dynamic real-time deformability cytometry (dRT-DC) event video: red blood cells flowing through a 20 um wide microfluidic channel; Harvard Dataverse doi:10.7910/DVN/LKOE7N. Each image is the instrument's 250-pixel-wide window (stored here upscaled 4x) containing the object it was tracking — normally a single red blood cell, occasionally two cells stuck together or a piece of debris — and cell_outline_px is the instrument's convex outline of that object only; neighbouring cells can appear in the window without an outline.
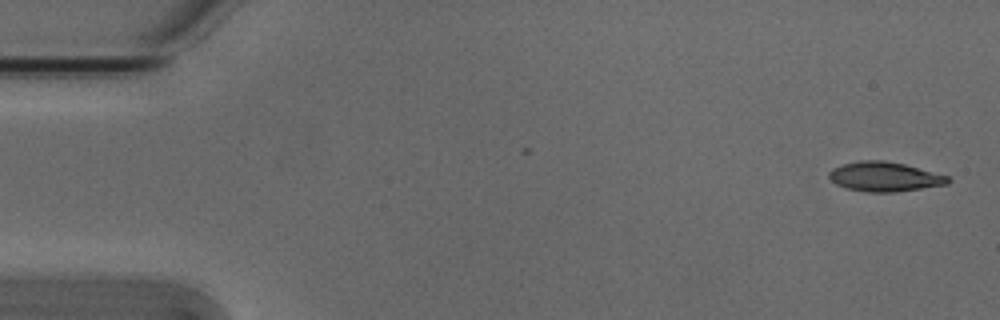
{"species": "Egyptian fruit bat (a non-hibernating species)", "species_latin": "Rousettus aegyptiacus", "temperature_condition": "cold", "stored_images_in_passage": 2, "camera_frame_rate_fps": 3000, "um_per_image_px": 0.085, "animal": {"sex": "male"}, "frame": {"image": 1, "passage_image": 2, "time_ms": 0.333, "image_size_px": [1000, 320], "cell_outline_px": [[952, 180], [948, 184], [896, 192], [864, 192], [844, 188], [836, 184], [828, 176], [828, 172], [832, 168], [844, 164], [860, 160], [884, 160], [904, 164], [948, 176]], "centroid_in_image_um": [75.17, 15.02], "position_along_channel_um": 9.8, "area_um2": 20.52}}